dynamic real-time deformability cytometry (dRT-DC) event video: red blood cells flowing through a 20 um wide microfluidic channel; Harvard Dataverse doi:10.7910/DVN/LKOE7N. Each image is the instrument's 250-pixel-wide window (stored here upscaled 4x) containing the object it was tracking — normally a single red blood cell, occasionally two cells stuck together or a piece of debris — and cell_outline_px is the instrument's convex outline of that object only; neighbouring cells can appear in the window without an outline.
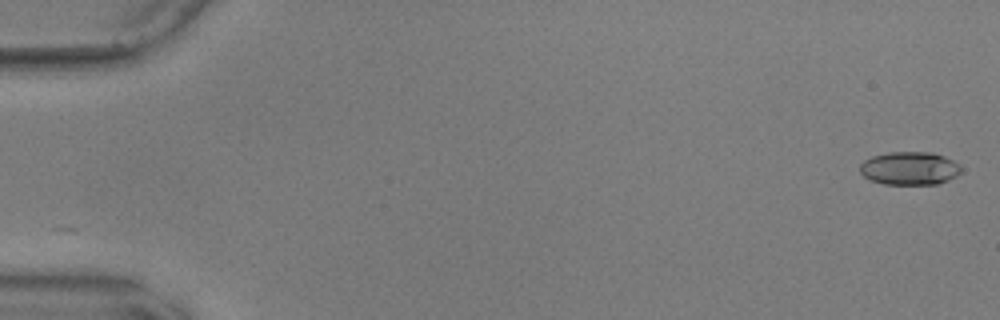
{"species": "common noctule bat (a hibernating species)", "species_latin": "Nyctalus noctula", "temperature_condition": "warm", "stored_images_in_passage": 56, "camera_frame_rate_fps": 3000, "um_per_image_px": 0.085, "animal": {"sex": "male", "body_mass_g": 17.9, "forearm_length_mm": 54.2}, "frame": {"image": 1, "passage_image": 1, "time_ms": 0.0, "image_size_px": [1000, 320], "cell_outline_px": [[960, 172], [956, 176], [948, 180], [936, 184], [884, 184], [868, 180], [860, 172], [860, 164], [864, 160], [872, 156], [888, 152], [932, 152], [944, 156], [952, 160], [960, 168]], "centroid_in_image_um": [77.27, 14.31], "position_along_channel_um": 7.7, "area_um2": 19.54}}
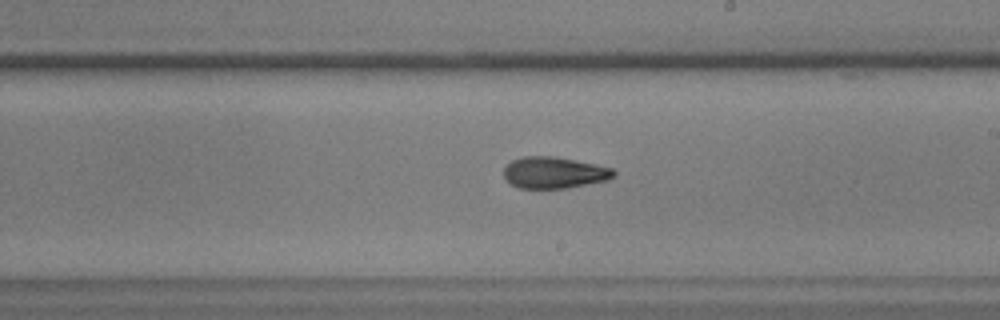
{"frame": {"image": 2, "passage_image": 33, "time_ms": 10.667, "image_size_px": [1000, 320], "cell_outline_px": [[616, 176], [608, 180], [568, 188], [516, 188], [504, 176], [504, 168], [512, 160], [524, 156], [552, 156], [576, 160], [596, 164], [612, 168], [616, 172]], "centroid_in_image_um": [47.13, 14.67], "position_along_channel_um": 241.9, "area_um2": 20.23}}
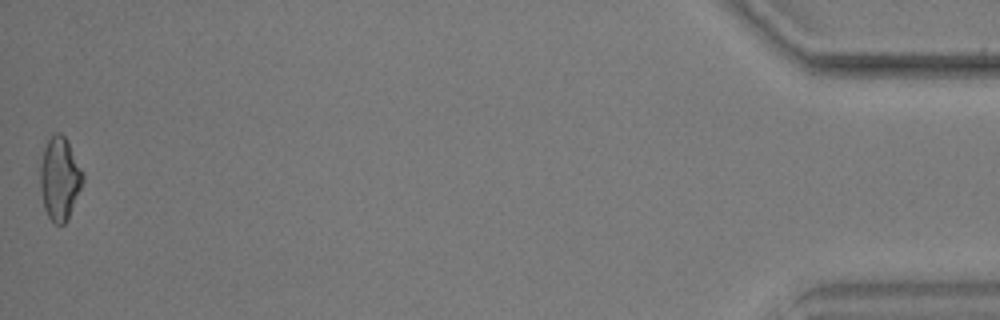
{"frame": {"image": 3, "passage_image": 56, "time_ms": 18.333, "image_size_px": [1000, 320], "cell_outline_px": [[84, 180], [68, 216], [64, 224], [56, 224], [48, 216], [44, 208], [40, 188], [40, 168], [44, 148], [48, 140], [56, 132], [60, 132], [68, 140], [84, 172]], "centroid_in_image_um": [5.08, 15.14], "position_along_channel_um": 430.1, "area_um2": 20.46}, "authors_computed_cell_mechanics": {"area_um2": 20.23, "velocity_mm_per_s": 3.6149, "shape_relaxation_time_tau1_ms": 8.9451, "shape_relaxation_time_tau2_ms": 3.6538, "deformation_change_tau1": 0.1984, "deformation_change_tau2": 0.1084}}